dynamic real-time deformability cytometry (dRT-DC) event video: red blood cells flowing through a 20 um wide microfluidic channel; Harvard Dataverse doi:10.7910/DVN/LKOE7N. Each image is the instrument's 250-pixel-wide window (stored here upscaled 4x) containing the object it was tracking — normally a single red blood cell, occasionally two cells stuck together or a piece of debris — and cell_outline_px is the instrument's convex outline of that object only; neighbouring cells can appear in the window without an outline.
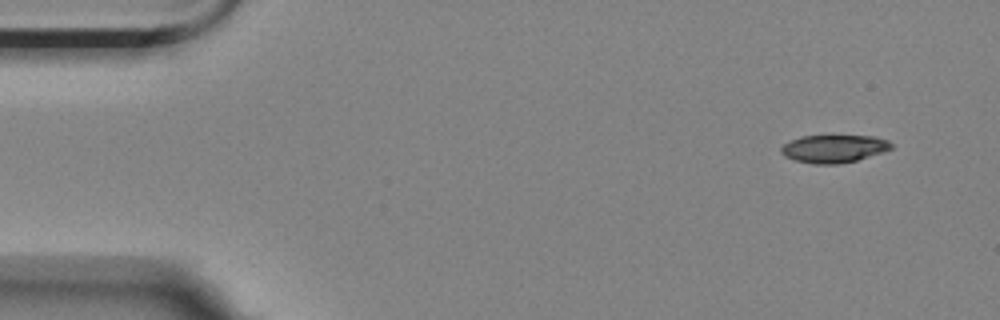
{"species": "Egyptian fruit bat (a non-hibernating species)", "species_latin": "Rousettus aegyptiacus", "temperature_condition": "room temperature", "stored_images_in_passage": 4, "camera_frame_rate_fps": 3000, "um_per_image_px": 0.085, "animal": {"sex": "female"}, "frame": {"image": 1, "passage_image": 1, "time_ms": 0.0, "image_size_px": [1000, 320], "cell_outline_px": [[892, 148], [884, 152], [856, 160], [840, 164], [812, 164], [796, 160], [784, 156], [780, 152], [780, 148], [788, 140], [800, 136], [876, 136], [888, 140], [892, 144]], "centroid_in_image_um": [70.86, 12.63], "position_along_channel_um": 14.1, "area_um2": 17.98}}